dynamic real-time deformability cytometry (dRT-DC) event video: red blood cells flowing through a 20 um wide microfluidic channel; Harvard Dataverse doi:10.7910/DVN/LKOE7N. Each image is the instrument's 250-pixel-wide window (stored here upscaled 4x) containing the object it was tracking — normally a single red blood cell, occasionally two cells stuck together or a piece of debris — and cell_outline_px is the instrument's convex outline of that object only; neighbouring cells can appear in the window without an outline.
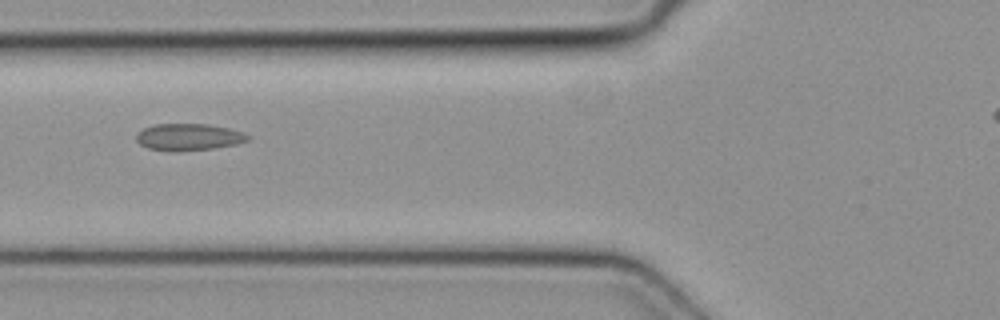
{"species": "common noctule bat (a hibernating species)", "species_latin": "Nyctalus noctula", "temperature_condition": "cold", "stored_images_in_passage": 6, "camera_frame_rate_fps": 3000, "um_per_image_px": 0.085, "animal": {"sex": "female", "body_mass_g": 19.3, "forearm_length_mm": 54.1}, "frame": {"image": 1, "passage_image": 6, "time_ms": 1.667, "image_size_px": [1000, 320], "cell_outline_px": [[252, 136], [248, 140], [236, 144], [212, 148], [148, 148], [140, 144], [136, 140], [136, 136], [144, 128], [156, 124], [208, 124], [228, 128]], "centroid_in_image_um": [16.08, 11.59], "position_along_channel_um": 109.7, "area_um2": 16.36}}